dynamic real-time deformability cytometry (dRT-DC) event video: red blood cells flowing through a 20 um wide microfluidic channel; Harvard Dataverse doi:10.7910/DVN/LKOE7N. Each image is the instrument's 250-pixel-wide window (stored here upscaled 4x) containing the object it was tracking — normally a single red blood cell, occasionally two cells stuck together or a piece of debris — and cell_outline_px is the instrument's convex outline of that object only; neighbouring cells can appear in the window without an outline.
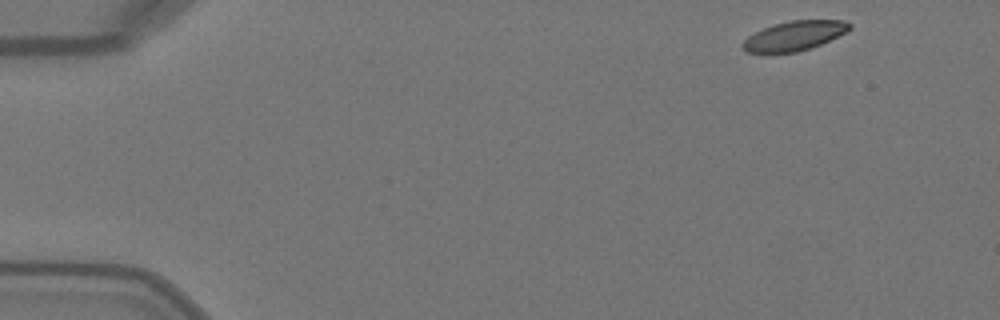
{"species": "Egyptian fruit bat (a non-hibernating species)", "species_latin": "Rousettus aegyptiacus", "temperature_condition": "warm", "stored_images_in_passage": 47, "camera_frame_rate_fps": 3000, "um_per_image_px": 0.085, "animal": {"sex": "female"}, "frame": {"image": 1, "passage_image": 1, "time_ms": 0.0, "image_size_px": [1000, 320], "cell_outline_px": [[852, 28], [820, 44], [796, 52], [748, 52], [740, 48], [740, 44], [748, 36], [772, 24], [788, 20], [844, 20], [852, 24]], "centroid_in_image_um": [67.48, 3.02], "position_along_channel_um": 17.5, "area_um2": 18.15}}
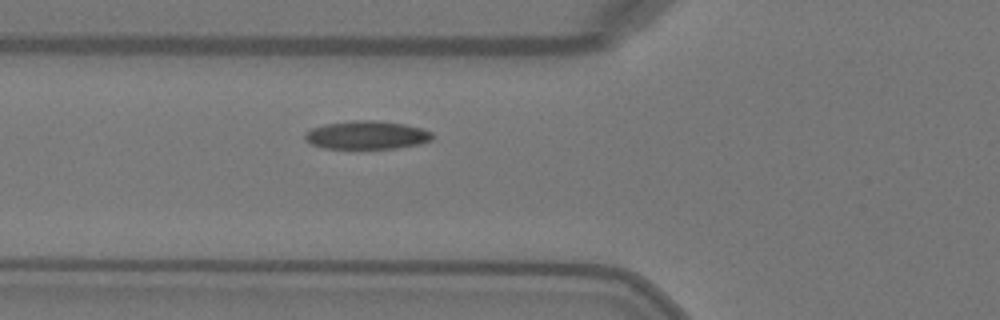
{"frame": {"image": 2, "passage_image": 15, "time_ms": 4.667, "image_size_px": [1000, 320], "cell_outline_px": [[432, 140], [420, 144], [396, 148], [324, 148], [312, 144], [304, 140], [304, 132], [312, 128], [324, 124], [356, 120], [376, 120], [404, 124], [420, 128], [432, 132]], "centroid_in_image_um": [31.15, 11.48], "position_along_channel_um": 94.6, "area_um2": 20.98}}
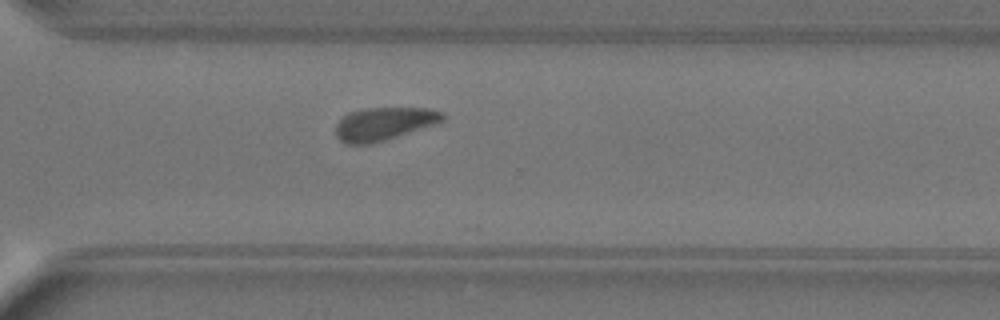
{"frame": {"image": 3, "passage_image": 33, "time_ms": 10.667, "image_size_px": [1000, 320], "cell_outline_px": [[444, 120], [436, 124], [372, 144], [344, 144], [336, 136], [336, 124], [348, 112], [364, 108], [428, 108], [444, 112]], "centroid_in_image_um": [32.63, 10.52], "position_along_channel_um": 338.0, "area_um2": 20.63}, "authors_computed_cell_mechanics": {"area_um2": 20.6924, "velocity_mm_per_s": 4.0475, "shape_relaxation_time_tau1_ms": 2.2615, "shape_relaxation_time_tau2_ms": null, "deformation_change_tau1": 0.0915, "deformation_change_tau2": null}}